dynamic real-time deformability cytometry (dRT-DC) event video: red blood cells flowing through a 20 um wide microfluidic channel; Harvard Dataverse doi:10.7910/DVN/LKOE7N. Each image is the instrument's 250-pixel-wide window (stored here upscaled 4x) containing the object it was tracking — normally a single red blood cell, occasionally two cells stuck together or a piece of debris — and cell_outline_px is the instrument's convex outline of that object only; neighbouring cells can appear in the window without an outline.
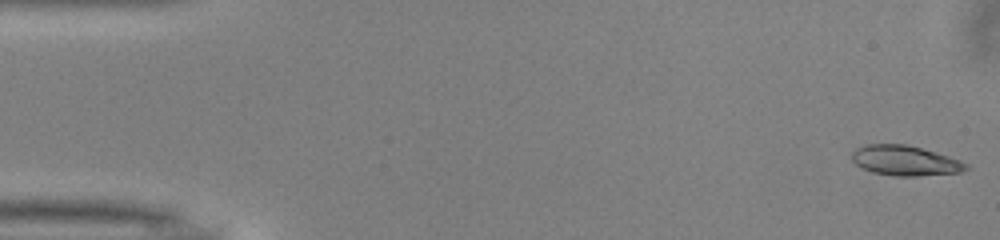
{"species": "common noctule bat (a hibernating species)", "species_latin": "Nyctalus noctula", "temperature_condition": "warm", "stored_images_in_passage": 51, "camera_frame_rate_fps": 3000, "um_per_image_px": 0.085, "animal": {"sex": "male", "body_mass_g": 13.0, "forearm_length_mm": 53.1}, "frame": {"image": 1, "passage_image": 1, "time_ms": 0.0, "image_size_px": [1000, 240], "cell_outline_px": [[968, 168], [960, 172], [916, 176], [892, 176], [872, 172], [856, 164], [852, 160], [852, 152], [856, 148], [868, 144], [904, 144], [936, 152], [960, 160], [968, 164]], "centroid_in_image_um": [76.92, 13.65], "position_along_channel_um": 8.1, "area_um2": 19.83}}
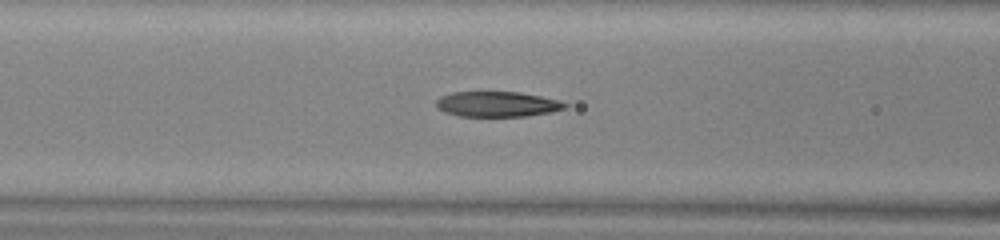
{"frame": {"image": 2, "passage_image": 20, "time_ms": 6.333, "image_size_px": [1000, 240], "cell_outline_px": [[568, 104], [564, 108], [552, 112], [528, 116], [460, 116], [444, 112], [436, 108], [436, 100], [440, 96], [452, 92], [520, 92], [560, 100]], "centroid_in_image_um": [42.25, 8.85], "position_along_channel_um": 124.4, "area_um2": 19.07}}
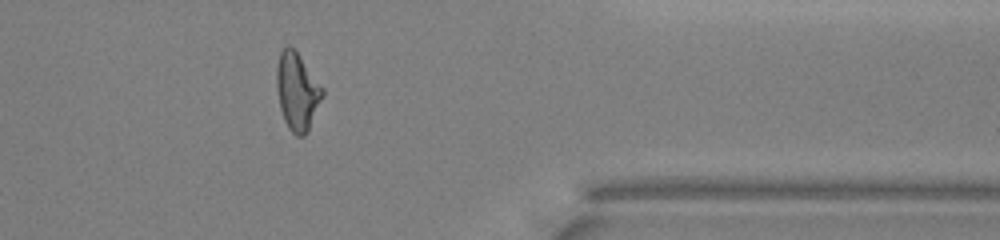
{"frame": {"image": 3, "passage_image": 41, "time_ms": 13.333, "image_size_px": [1000, 240], "cell_outline_px": [[324, 92], [308, 132], [304, 136], [296, 136], [288, 128], [284, 120], [280, 108], [276, 88], [276, 64], [280, 52], [288, 44], [300, 56], [324, 88]], "centroid_in_image_um": [25.25, 7.78], "position_along_channel_um": 386.2, "area_um2": 20.75}, "authors_computed_cell_mechanics": {"area_um2": 20.1722, "velocity_mm_per_s": 4.0207, "shape_relaxation_time_tau1_ms": 5.3196, "shape_relaxation_time_tau2_ms": 2.4238, "deformation_change_tau1": 0.2233, "deformation_change_tau2": 0.1243}}